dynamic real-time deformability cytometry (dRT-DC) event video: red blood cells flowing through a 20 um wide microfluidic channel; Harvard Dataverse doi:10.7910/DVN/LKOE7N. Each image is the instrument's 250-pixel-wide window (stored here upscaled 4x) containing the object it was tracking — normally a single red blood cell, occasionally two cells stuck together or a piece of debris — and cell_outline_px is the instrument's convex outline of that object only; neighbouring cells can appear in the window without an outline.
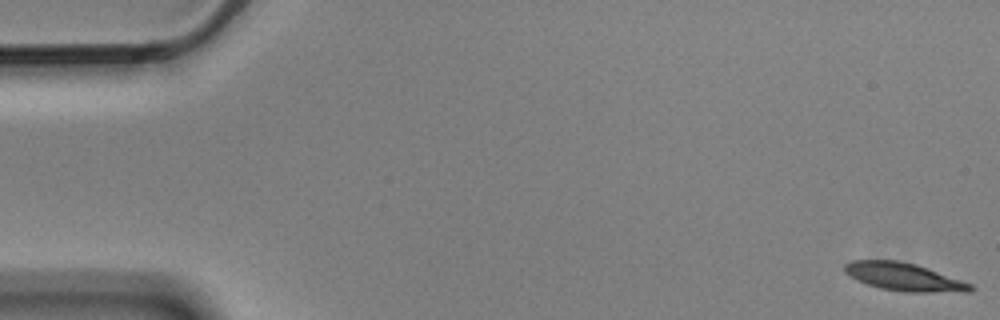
{"species": "Egyptian fruit bat (a non-hibernating species)", "species_latin": "Rousettus aegyptiacus", "temperature_condition": "cold", "stored_images_in_passage": 7, "camera_frame_rate_fps": 3000, "um_per_image_px": 0.085, "animal": {"sex": "male"}, "frame": {"image": 1, "passage_image": 1, "time_ms": 0.0, "image_size_px": [1000, 320], "cell_outline_px": [[976, 288], [972, 292], [904, 292], [880, 288], [868, 284], [844, 272], [844, 264], [852, 260], [896, 260], [916, 264], [928, 268], [972, 284]], "centroid_in_image_um": [76.89, 23.54], "position_along_channel_um": 8.1, "area_um2": 20.4}}
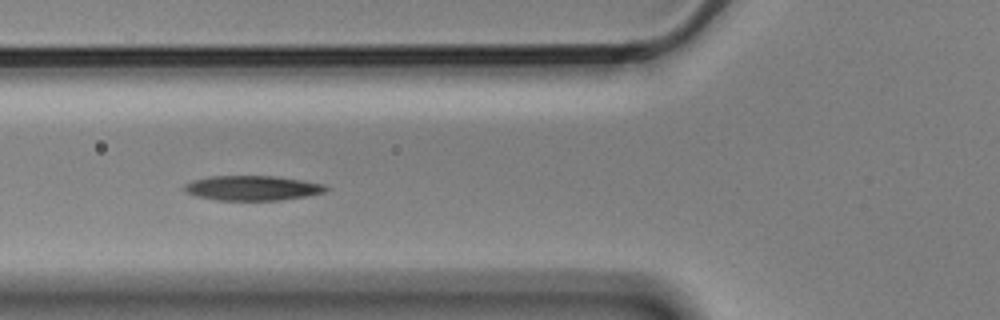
{"frame": {"image": 2, "passage_image": 6, "time_ms": 1.667, "image_size_px": [1000, 320], "cell_outline_px": [[328, 188], [324, 192], [304, 196], [280, 200], [216, 200], [196, 196], [184, 192], [184, 184], [192, 180], [208, 176], [276, 176], [324, 184]], "centroid_in_image_um": [21.38, 15.98], "position_along_channel_um": 104.4, "area_um2": 20.4}}
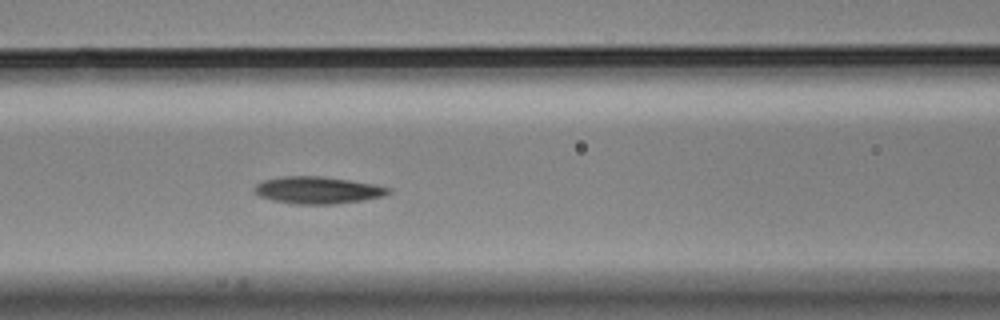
{"frame": {"image": 3, "passage_image": 7, "time_ms": 2.0, "image_size_px": [1000, 320], "cell_outline_px": [[392, 192], [384, 196], [364, 200], [336, 204], [296, 204], [272, 200], [260, 196], [252, 188], [256, 184], [264, 180], [280, 176], [320, 176], [376, 184], [392, 188]], "centroid_in_image_um": [27.04, 16.16], "position_along_channel_um": 139.6, "area_um2": 21.27}}